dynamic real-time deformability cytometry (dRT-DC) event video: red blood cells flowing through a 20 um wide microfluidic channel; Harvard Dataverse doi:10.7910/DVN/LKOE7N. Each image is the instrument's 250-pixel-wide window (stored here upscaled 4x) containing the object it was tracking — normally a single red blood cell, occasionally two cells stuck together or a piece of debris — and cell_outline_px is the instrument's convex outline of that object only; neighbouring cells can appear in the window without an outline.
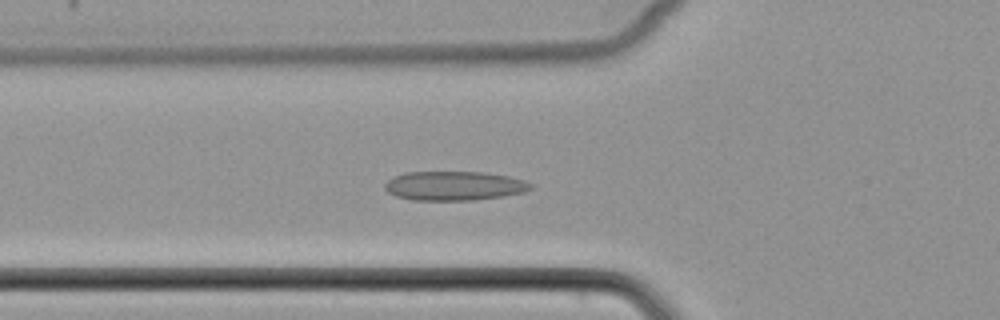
{"species": "common noctule bat (a hibernating species)", "species_latin": "Nyctalus noctula", "temperature_condition": "cold", "stored_images_in_passage": 53, "camera_frame_rate_fps": 3000, "um_per_image_px": 0.085, "animal": {"sex": "female", "body_mass_g": 22.7, "forearm_length_mm": 54.2}, "frame": {"image": 1, "passage_image": 20, "time_ms": 6.333, "image_size_px": [1000, 320], "cell_outline_px": [[532, 188], [524, 192], [504, 196], [472, 200], [412, 200], [396, 196], [388, 192], [384, 188], [384, 184], [392, 176], [404, 172], [480, 172], [508, 176], [524, 180], [532, 184]], "centroid_in_image_um": [38.57, 15.79], "position_along_channel_um": 87.2, "area_um2": 24.85}}
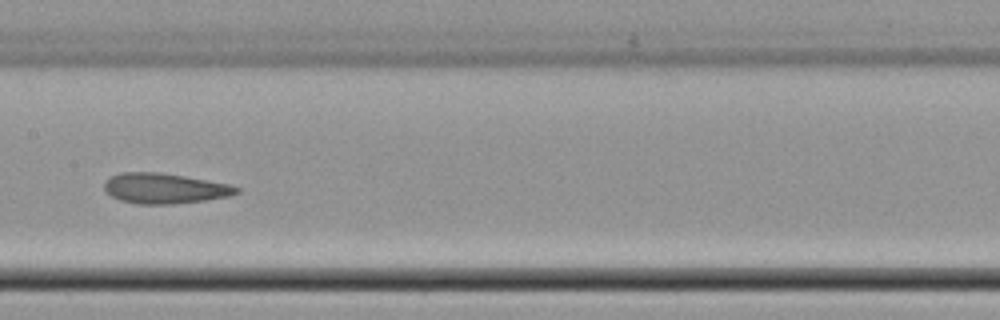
{"frame": {"image": 2, "passage_image": 28, "time_ms": 9.0, "image_size_px": [1000, 320], "cell_outline_px": [[240, 192], [228, 196], [204, 200], [172, 204], [136, 204], [120, 200], [112, 196], [104, 188], [104, 180], [108, 176], [120, 172], [160, 172], [184, 176], [228, 184], [240, 188]], "centroid_in_image_um": [13.94, 16.0], "position_along_channel_um": 193.5, "area_um2": 23.35}}
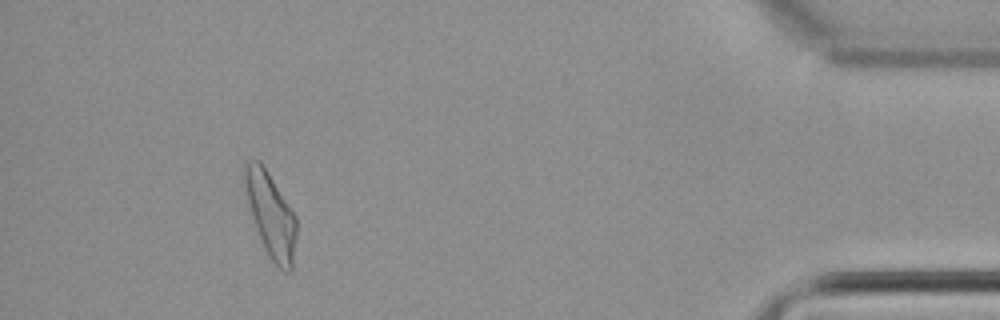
{"frame": {"image": 3, "passage_image": 49, "time_ms": 16.0, "image_size_px": [1000, 320], "cell_outline_px": [[296, 236], [292, 268], [288, 272], [284, 272], [268, 256], [264, 248], [256, 228], [248, 204], [244, 188], [244, 164], [248, 160], [260, 160], [296, 216]], "centroid_in_image_um": [23.0, 18.26], "position_along_channel_um": 412.2, "area_um2": 25.2}}